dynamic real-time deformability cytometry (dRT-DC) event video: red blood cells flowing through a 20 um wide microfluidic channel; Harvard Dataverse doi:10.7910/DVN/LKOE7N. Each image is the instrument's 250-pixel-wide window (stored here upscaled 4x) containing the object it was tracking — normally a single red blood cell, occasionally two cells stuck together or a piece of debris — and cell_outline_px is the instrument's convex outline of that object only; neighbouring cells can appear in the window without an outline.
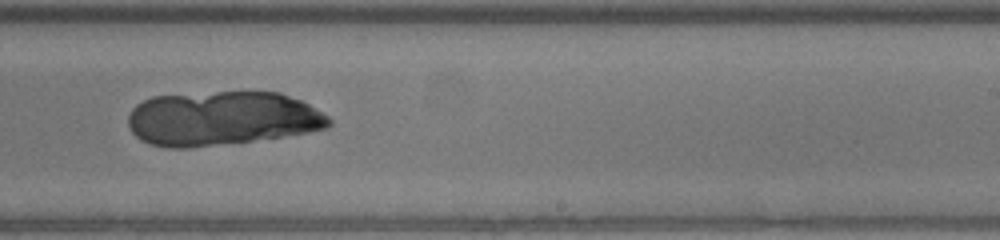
{"species": "human", "species_latin": "Homo sapiens", "temperature_condition": "warm", "stored_images_in_passage": 36, "camera_frame_rate_fps": 3000, "um_per_image_px": 0.085, "donor": {"sex": "male"}, "frame": {"image": 1, "passage_image": 17, "time_ms": 5.333, "image_size_px": [1000, 240], "cell_outline_px": [[332, 124], [324, 128], [308, 132], [252, 140], [188, 148], [168, 148], [152, 144], [140, 140], [128, 128], [128, 116], [132, 108], [136, 104], [152, 96], [216, 92], [280, 92], [300, 100], [308, 104], [328, 116], [332, 120]], "centroid_in_image_um": [18.82, 10.06], "position_along_channel_um": 270.2, "area_um2": 63.18}}
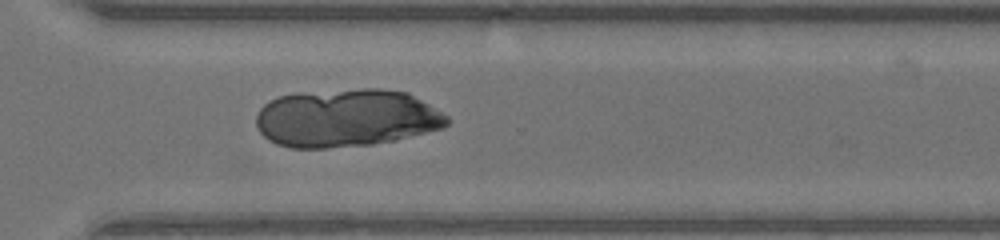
{"frame": {"image": 2, "passage_image": 22, "time_ms": 7.0, "image_size_px": [1000, 240], "cell_outline_px": [[448, 124], [444, 128], [396, 140], [372, 144], [328, 148], [292, 148], [276, 144], [268, 140], [260, 132], [256, 124], [256, 116], [260, 108], [268, 100], [292, 92], [360, 88], [380, 88], [408, 92], [448, 116]], "centroid_in_image_um": [29.41, 10.02], "position_along_channel_um": 341.2, "area_um2": 65.2}}
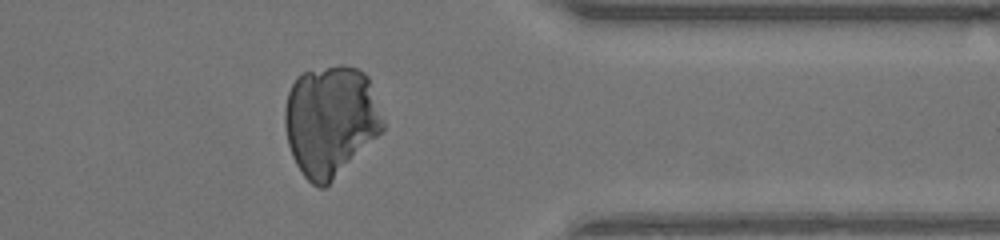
{"frame": {"image": 3, "passage_image": 26, "time_ms": 8.333, "image_size_px": [1000, 240], "cell_outline_px": [[384, 132], [324, 188], [320, 188], [312, 184], [304, 176], [296, 164], [292, 156], [288, 144], [284, 124], [284, 108], [288, 92], [292, 84], [304, 72], [340, 64], [344, 64], [356, 68], [364, 72], [368, 76], [384, 120]], "centroid_in_image_um": [28.11, 10.27], "position_along_channel_um": 383.3, "area_um2": 63.64}}